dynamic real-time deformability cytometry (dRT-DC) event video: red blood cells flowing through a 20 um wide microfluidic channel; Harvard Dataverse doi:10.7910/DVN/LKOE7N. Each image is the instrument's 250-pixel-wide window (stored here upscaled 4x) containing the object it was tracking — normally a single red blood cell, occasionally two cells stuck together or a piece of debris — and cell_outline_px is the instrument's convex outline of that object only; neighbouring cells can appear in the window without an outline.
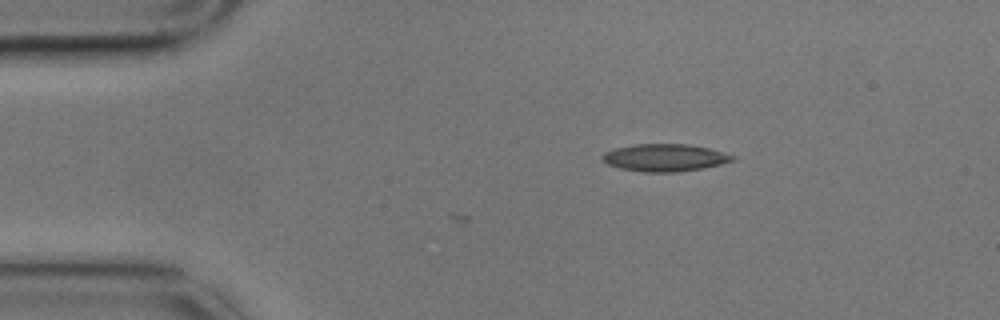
{"species": "common noctule bat (a hibernating species)", "species_latin": "Nyctalus noctula", "temperature_condition": "cold", "stored_images_in_passage": 4, "camera_frame_rate_fps": 3000, "um_per_image_px": 0.085, "animal": {"sex": "male", "body_mass_g": 17.9}, "frame": {"image": 1, "passage_image": 4, "time_ms": 1.0, "image_size_px": [1000, 320], "cell_outline_px": [[736, 160], [704, 168], [676, 172], [644, 172], [620, 168], [608, 164], [600, 160], [600, 156], [604, 152], [616, 148], [636, 144], [688, 144], [708, 148], [736, 156]], "centroid_in_image_um": [56.49, 13.4], "position_along_channel_um": 28.5, "area_um2": 20.81}}